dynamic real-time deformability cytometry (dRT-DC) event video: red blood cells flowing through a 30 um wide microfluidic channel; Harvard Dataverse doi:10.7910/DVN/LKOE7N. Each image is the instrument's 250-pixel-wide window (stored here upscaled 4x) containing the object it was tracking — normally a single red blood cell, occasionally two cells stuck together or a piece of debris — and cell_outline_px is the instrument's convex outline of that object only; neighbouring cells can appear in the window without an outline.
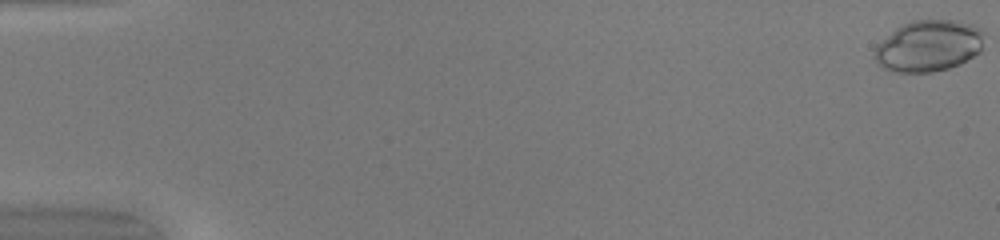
{"species": "common noctule bat (a hibernating species)", "species_latin": "Nyctalus noctula", "temperature_condition": "warm", "stored_images_in_passage": 51, "camera_frame_rate_fps": 3000, "um_per_image_px": 0.085, "animal": {"sex": "female", "body_mass_g": 20.0, "forearm_length_mm": 54.0}, "frame": {"image": 1, "passage_image": 1, "time_ms": 0.0, "image_size_px": [1000, 240], "cell_outline_px": [[984, 32], [980, 52], [960, 64], [948, 68], [932, 72], [892, 72], [884, 68], [872, 56], [876, 48], [896, 28], [912, 20], [956, 20], [972, 24], [980, 28]], "centroid_in_image_um": [78.96, 3.9], "position_along_channel_um": 6.0, "area_um2": 32.6}}